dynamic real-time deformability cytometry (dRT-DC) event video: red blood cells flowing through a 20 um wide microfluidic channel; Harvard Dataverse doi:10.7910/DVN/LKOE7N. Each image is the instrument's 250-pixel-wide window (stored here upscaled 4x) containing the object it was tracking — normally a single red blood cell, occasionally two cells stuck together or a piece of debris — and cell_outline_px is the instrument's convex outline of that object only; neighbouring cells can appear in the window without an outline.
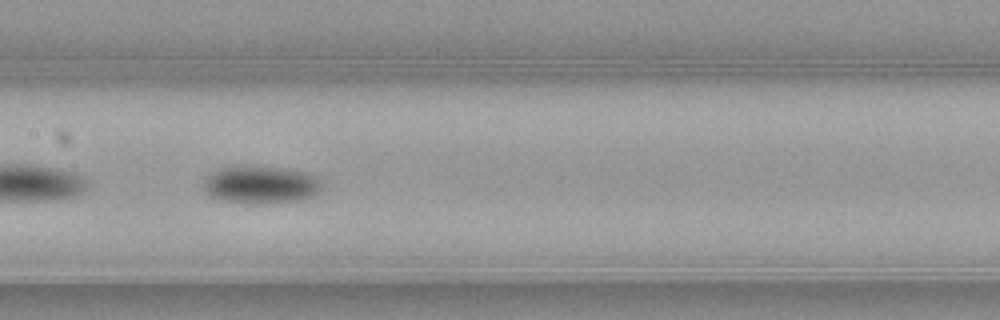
{"species": "common noctule bat (a hibernating species)", "species_latin": "Nyctalus noctula", "temperature_condition": "warm", "stored_images_in_passage": 40, "camera_frame_rate_fps": 3000, "um_per_image_px": 0.085, "animal": {"sex": "female", "body_mass_g": 21.9}, "frame": {"image": 1, "passage_image": 12, "time_ms": 3.667, "image_size_px": [1000, 320], "cell_outline_px": [[320, 188], [312, 196], [300, 200], [264, 204], [244, 204], [220, 200], [212, 196], [204, 188], [204, 184], [208, 176], [212, 172], [220, 168], [240, 164], [280, 168], [304, 172], [316, 176], [320, 180]], "centroid_in_image_um": [22.14, 15.7], "position_along_channel_um": 185.3, "area_um2": 26.13}, "authors_computed_cell_mechanics": {"area_um2": 23.8136, "velocity_mm_per_s": 3.893, "shape_relaxation_time_tau1_ms": 1.3123, "shape_relaxation_time_tau2_ms": null, "deformation_change_tau1": 0.1181, "deformation_change_tau2": null}}